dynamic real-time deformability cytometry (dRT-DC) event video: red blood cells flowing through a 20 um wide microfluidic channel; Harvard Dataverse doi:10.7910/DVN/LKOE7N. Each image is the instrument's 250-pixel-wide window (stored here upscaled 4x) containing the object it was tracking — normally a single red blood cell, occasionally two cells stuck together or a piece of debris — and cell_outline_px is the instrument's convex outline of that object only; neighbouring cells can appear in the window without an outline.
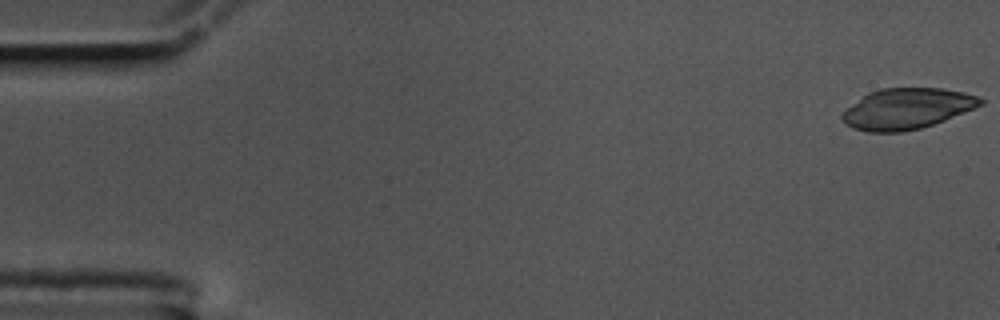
{"species": "common noctule bat (a hibernating species)", "species_latin": "Nyctalus noctula", "temperature_condition": "cold", "stored_images_in_passage": 56, "camera_frame_rate_fps": 3000, "um_per_image_px": 0.085, "animal": {"sex": "male", "body_mass_g": 17.5, "forearm_length_mm": 52.3}, "frame": {"image": 1, "passage_image": 1, "time_ms": 0.0, "image_size_px": [1000, 320], "cell_outline_px": [[984, 104], [944, 120], [920, 128], [900, 132], [868, 132], [852, 128], [840, 116], [852, 104], [868, 92], [880, 88], [940, 88], [964, 92], [976, 96], [984, 100]], "centroid_in_image_um": [77.09, 9.23], "position_along_channel_um": 7.9, "area_um2": 32.54}}